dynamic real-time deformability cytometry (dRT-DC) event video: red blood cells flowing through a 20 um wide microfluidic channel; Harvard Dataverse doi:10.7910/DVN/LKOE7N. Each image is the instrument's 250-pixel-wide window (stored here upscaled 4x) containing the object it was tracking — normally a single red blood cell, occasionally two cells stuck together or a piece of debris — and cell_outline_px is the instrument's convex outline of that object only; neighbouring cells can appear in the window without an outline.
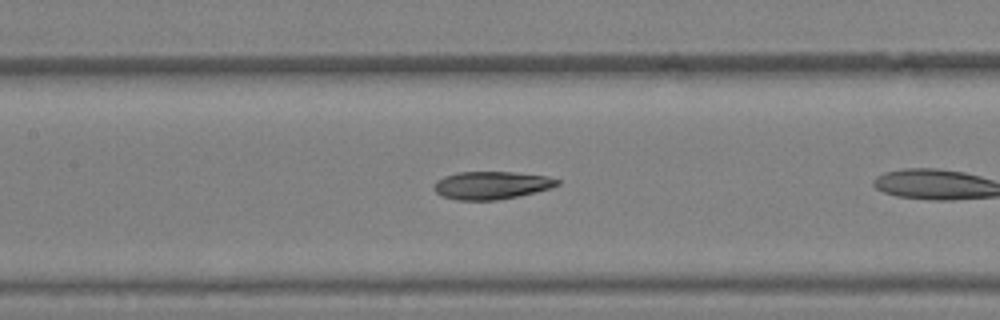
{"species": "Egyptian fruit bat (a non-hibernating species)", "species_latin": "Rousettus aegyptiacus", "temperature_condition": "warm", "stored_images_in_passage": 21, "camera_frame_rate_fps": 3000, "um_per_image_px": 0.085, "animal": {"sex": "female"}, "frame": {"image": 1, "passage_image": 7, "time_ms": 2.0, "image_size_px": [1000, 320], "cell_outline_px": [[560, 184], [552, 188], [520, 196], [496, 200], [456, 200], [444, 196], [436, 192], [432, 188], [436, 180], [444, 176], [456, 172], [516, 172], [548, 176], [560, 180]], "centroid_in_image_um": [41.79, 15.74], "position_along_channel_um": 165.6, "area_um2": 20.23}}
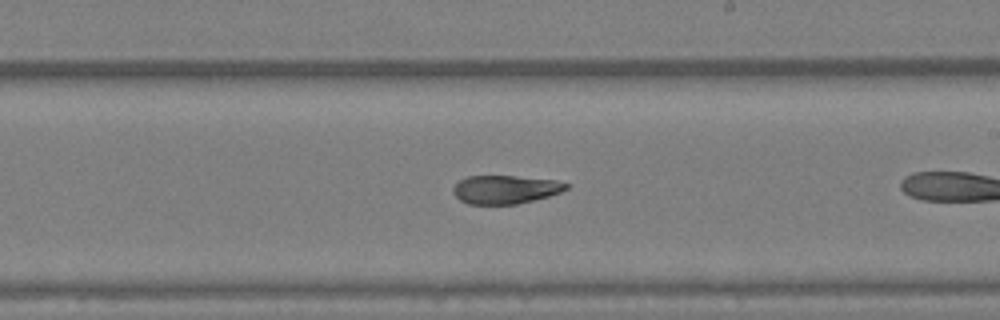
{"frame": {"image": 2, "passage_image": 12, "time_ms": 3.667, "image_size_px": [1000, 320], "cell_outline_px": [[572, 184], [568, 188], [560, 192], [548, 196], [516, 204], [468, 204], [460, 200], [452, 192], [452, 188], [460, 180], [468, 176], [516, 176], [556, 180]], "centroid_in_image_um": [42.96, 16.1], "position_along_channel_um": 246.0, "area_um2": 18.73}}